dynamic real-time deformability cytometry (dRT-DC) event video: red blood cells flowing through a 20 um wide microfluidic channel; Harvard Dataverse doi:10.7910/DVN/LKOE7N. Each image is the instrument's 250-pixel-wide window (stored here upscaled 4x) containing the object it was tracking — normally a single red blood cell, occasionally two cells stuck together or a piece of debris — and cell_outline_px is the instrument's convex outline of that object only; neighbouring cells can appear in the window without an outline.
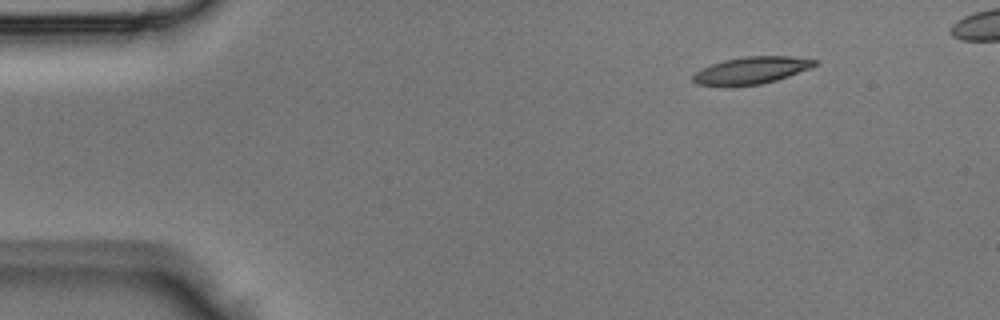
{"species": "Egyptian fruit bat (a non-hibernating species)", "species_latin": "Rousettus aegyptiacus", "temperature_condition": "room temperature", "stored_images_in_passage": 5, "segment_of_instrument_passage": [2, 2], "camera_frame_rate_fps": 3000, "um_per_image_px": 0.085, "animal": {"sex": "male"}, "frame": {"image": 1, "passage_image": 5, "time_ms": 1.333, "image_size_px": [1000, 320], "cell_outline_px": [[816, 64], [812, 68], [776, 80], [760, 84], [728, 88], [696, 84], [692, 80], [692, 76], [700, 68], [724, 60], [744, 56], [792, 56], [816, 60]], "centroid_in_image_um": [63.8, 6.01], "position_along_channel_um": 21.2, "area_um2": 19.65}}